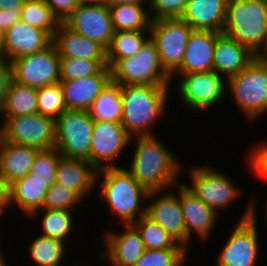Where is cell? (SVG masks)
<instances>
[{
    "instance_id": "1",
    "label": "cell",
    "mask_w": 267,
    "mask_h": 266,
    "mask_svg": "<svg viewBox=\"0 0 267 266\" xmlns=\"http://www.w3.org/2000/svg\"><path fill=\"white\" fill-rule=\"evenodd\" d=\"M153 136L134 137L137 140L130 167L126 170L148 192L166 191L179 182L182 164ZM178 179V180H177Z\"/></svg>"
},
{
    "instance_id": "2",
    "label": "cell",
    "mask_w": 267,
    "mask_h": 266,
    "mask_svg": "<svg viewBox=\"0 0 267 266\" xmlns=\"http://www.w3.org/2000/svg\"><path fill=\"white\" fill-rule=\"evenodd\" d=\"M170 90V86L121 85V124L131 138L155 135L152 130L165 115Z\"/></svg>"
},
{
    "instance_id": "3",
    "label": "cell",
    "mask_w": 267,
    "mask_h": 266,
    "mask_svg": "<svg viewBox=\"0 0 267 266\" xmlns=\"http://www.w3.org/2000/svg\"><path fill=\"white\" fill-rule=\"evenodd\" d=\"M100 178L103 180L102 183H98ZM96 183L101 187L99 190L101 199L109 205L112 215L120 218V224H132L141 216L146 215L144 201H147L149 192L133 178L125 167L118 164L116 167L98 170ZM140 204H143V207Z\"/></svg>"
},
{
    "instance_id": "4",
    "label": "cell",
    "mask_w": 267,
    "mask_h": 266,
    "mask_svg": "<svg viewBox=\"0 0 267 266\" xmlns=\"http://www.w3.org/2000/svg\"><path fill=\"white\" fill-rule=\"evenodd\" d=\"M222 33L262 56L267 51V0H228Z\"/></svg>"
},
{
    "instance_id": "5",
    "label": "cell",
    "mask_w": 267,
    "mask_h": 266,
    "mask_svg": "<svg viewBox=\"0 0 267 266\" xmlns=\"http://www.w3.org/2000/svg\"><path fill=\"white\" fill-rule=\"evenodd\" d=\"M227 90L248 121L267 112V58L257 56L238 74L227 78Z\"/></svg>"
},
{
    "instance_id": "6",
    "label": "cell",
    "mask_w": 267,
    "mask_h": 266,
    "mask_svg": "<svg viewBox=\"0 0 267 266\" xmlns=\"http://www.w3.org/2000/svg\"><path fill=\"white\" fill-rule=\"evenodd\" d=\"M111 77L119 85H171L170 74L163 68L151 38L136 55L119 60L111 68Z\"/></svg>"
},
{
    "instance_id": "7",
    "label": "cell",
    "mask_w": 267,
    "mask_h": 266,
    "mask_svg": "<svg viewBox=\"0 0 267 266\" xmlns=\"http://www.w3.org/2000/svg\"><path fill=\"white\" fill-rule=\"evenodd\" d=\"M255 199L251 198L244 214L217 255L216 266H256L259 241Z\"/></svg>"
},
{
    "instance_id": "8",
    "label": "cell",
    "mask_w": 267,
    "mask_h": 266,
    "mask_svg": "<svg viewBox=\"0 0 267 266\" xmlns=\"http://www.w3.org/2000/svg\"><path fill=\"white\" fill-rule=\"evenodd\" d=\"M94 120L86 110L66 109L56 120L55 148L65 158L90 162Z\"/></svg>"
},
{
    "instance_id": "9",
    "label": "cell",
    "mask_w": 267,
    "mask_h": 266,
    "mask_svg": "<svg viewBox=\"0 0 267 266\" xmlns=\"http://www.w3.org/2000/svg\"><path fill=\"white\" fill-rule=\"evenodd\" d=\"M0 138L15 144L38 150L55 148V119L34 113L30 115L3 117Z\"/></svg>"
},
{
    "instance_id": "10",
    "label": "cell",
    "mask_w": 267,
    "mask_h": 266,
    "mask_svg": "<svg viewBox=\"0 0 267 266\" xmlns=\"http://www.w3.org/2000/svg\"><path fill=\"white\" fill-rule=\"evenodd\" d=\"M191 183L184 186L217 214L241 197V189L226 173L212 166H192Z\"/></svg>"
},
{
    "instance_id": "11",
    "label": "cell",
    "mask_w": 267,
    "mask_h": 266,
    "mask_svg": "<svg viewBox=\"0 0 267 266\" xmlns=\"http://www.w3.org/2000/svg\"><path fill=\"white\" fill-rule=\"evenodd\" d=\"M193 29L181 18L152 20L150 38L155 43L163 68L171 75L182 63Z\"/></svg>"
},
{
    "instance_id": "12",
    "label": "cell",
    "mask_w": 267,
    "mask_h": 266,
    "mask_svg": "<svg viewBox=\"0 0 267 266\" xmlns=\"http://www.w3.org/2000/svg\"><path fill=\"white\" fill-rule=\"evenodd\" d=\"M177 76L180 77V80L178 86H176V92L185 109L205 111V109L212 108L218 102L220 103V100L225 97V92H227L226 77L215 71Z\"/></svg>"
},
{
    "instance_id": "13",
    "label": "cell",
    "mask_w": 267,
    "mask_h": 266,
    "mask_svg": "<svg viewBox=\"0 0 267 266\" xmlns=\"http://www.w3.org/2000/svg\"><path fill=\"white\" fill-rule=\"evenodd\" d=\"M13 80L40 88L60 81V56L55 45L11 61Z\"/></svg>"
},
{
    "instance_id": "14",
    "label": "cell",
    "mask_w": 267,
    "mask_h": 266,
    "mask_svg": "<svg viewBox=\"0 0 267 266\" xmlns=\"http://www.w3.org/2000/svg\"><path fill=\"white\" fill-rule=\"evenodd\" d=\"M134 141L118 122L94 121L90 163L97 169L116 167L113 162ZM115 164V165H114Z\"/></svg>"
},
{
    "instance_id": "15",
    "label": "cell",
    "mask_w": 267,
    "mask_h": 266,
    "mask_svg": "<svg viewBox=\"0 0 267 266\" xmlns=\"http://www.w3.org/2000/svg\"><path fill=\"white\" fill-rule=\"evenodd\" d=\"M63 23L107 49L114 35L111 12L106 3L78 5Z\"/></svg>"
},
{
    "instance_id": "16",
    "label": "cell",
    "mask_w": 267,
    "mask_h": 266,
    "mask_svg": "<svg viewBox=\"0 0 267 266\" xmlns=\"http://www.w3.org/2000/svg\"><path fill=\"white\" fill-rule=\"evenodd\" d=\"M175 187L178 188V194L171 191V188L164 194L163 191L149 192L146 216L158 223L179 245L186 249V228L180 205V183Z\"/></svg>"
},
{
    "instance_id": "17",
    "label": "cell",
    "mask_w": 267,
    "mask_h": 266,
    "mask_svg": "<svg viewBox=\"0 0 267 266\" xmlns=\"http://www.w3.org/2000/svg\"><path fill=\"white\" fill-rule=\"evenodd\" d=\"M125 230L114 232L107 230L105 252L99 261L111 266H134L145 251L138 231L131 225H122Z\"/></svg>"
},
{
    "instance_id": "18",
    "label": "cell",
    "mask_w": 267,
    "mask_h": 266,
    "mask_svg": "<svg viewBox=\"0 0 267 266\" xmlns=\"http://www.w3.org/2000/svg\"><path fill=\"white\" fill-rule=\"evenodd\" d=\"M222 33L193 30L181 65L170 75L171 83L174 75L213 71L214 50L217 38Z\"/></svg>"
},
{
    "instance_id": "19",
    "label": "cell",
    "mask_w": 267,
    "mask_h": 266,
    "mask_svg": "<svg viewBox=\"0 0 267 266\" xmlns=\"http://www.w3.org/2000/svg\"><path fill=\"white\" fill-rule=\"evenodd\" d=\"M180 205L186 228V249L191 245L193 233L198 235L200 240H205L211 236L218 214L209 206L204 204L198 197L190 192L184 183H180ZM195 231V232H194Z\"/></svg>"
},
{
    "instance_id": "20",
    "label": "cell",
    "mask_w": 267,
    "mask_h": 266,
    "mask_svg": "<svg viewBox=\"0 0 267 266\" xmlns=\"http://www.w3.org/2000/svg\"><path fill=\"white\" fill-rule=\"evenodd\" d=\"M111 81V69L108 66L97 75L60 81L66 108L87 111Z\"/></svg>"
},
{
    "instance_id": "21",
    "label": "cell",
    "mask_w": 267,
    "mask_h": 266,
    "mask_svg": "<svg viewBox=\"0 0 267 266\" xmlns=\"http://www.w3.org/2000/svg\"><path fill=\"white\" fill-rule=\"evenodd\" d=\"M52 43L47 32L19 20L5 32V58L12 61L42 51Z\"/></svg>"
},
{
    "instance_id": "22",
    "label": "cell",
    "mask_w": 267,
    "mask_h": 266,
    "mask_svg": "<svg viewBox=\"0 0 267 266\" xmlns=\"http://www.w3.org/2000/svg\"><path fill=\"white\" fill-rule=\"evenodd\" d=\"M228 0H188L181 19L193 30L222 33Z\"/></svg>"
},
{
    "instance_id": "23",
    "label": "cell",
    "mask_w": 267,
    "mask_h": 266,
    "mask_svg": "<svg viewBox=\"0 0 267 266\" xmlns=\"http://www.w3.org/2000/svg\"><path fill=\"white\" fill-rule=\"evenodd\" d=\"M256 57L247 46L222 33L215 44L213 71L227 79L242 71Z\"/></svg>"
},
{
    "instance_id": "24",
    "label": "cell",
    "mask_w": 267,
    "mask_h": 266,
    "mask_svg": "<svg viewBox=\"0 0 267 266\" xmlns=\"http://www.w3.org/2000/svg\"><path fill=\"white\" fill-rule=\"evenodd\" d=\"M53 44L60 57L106 60V49L102 45L74 32L63 22L54 33Z\"/></svg>"
},
{
    "instance_id": "25",
    "label": "cell",
    "mask_w": 267,
    "mask_h": 266,
    "mask_svg": "<svg viewBox=\"0 0 267 266\" xmlns=\"http://www.w3.org/2000/svg\"><path fill=\"white\" fill-rule=\"evenodd\" d=\"M98 170L88 161L60 157L56 182L75 191L83 200L96 186Z\"/></svg>"
},
{
    "instance_id": "26",
    "label": "cell",
    "mask_w": 267,
    "mask_h": 266,
    "mask_svg": "<svg viewBox=\"0 0 267 266\" xmlns=\"http://www.w3.org/2000/svg\"><path fill=\"white\" fill-rule=\"evenodd\" d=\"M40 150L15 144L0 138V175L9 183L23 178L31 171Z\"/></svg>"
},
{
    "instance_id": "27",
    "label": "cell",
    "mask_w": 267,
    "mask_h": 266,
    "mask_svg": "<svg viewBox=\"0 0 267 266\" xmlns=\"http://www.w3.org/2000/svg\"><path fill=\"white\" fill-rule=\"evenodd\" d=\"M55 182L40 181L39 179L33 178L30 173L14 181L10 184L12 207L13 204L17 205L27 217L31 216L34 212L43 208L48 188Z\"/></svg>"
},
{
    "instance_id": "28",
    "label": "cell",
    "mask_w": 267,
    "mask_h": 266,
    "mask_svg": "<svg viewBox=\"0 0 267 266\" xmlns=\"http://www.w3.org/2000/svg\"><path fill=\"white\" fill-rule=\"evenodd\" d=\"M108 7L114 31H150L152 20L145 4H117Z\"/></svg>"
},
{
    "instance_id": "29",
    "label": "cell",
    "mask_w": 267,
    "mask_h": 266,
    "mask_svg": "<svg viewBox=\"0 0 267 266\" xmlns=\"http://www.w3.org/2000/svg\"><path fill=\"white\" fill-rule=\"evenodd\" d=\"M38 113L37 88L12 80L0 115L3 117L23 116Z\"/></svg>"
},
{
    "instance_id": "30",
    "label": "cell",
    "mask_w": 267,
    "mask_h": 266,
    "mask_svg": "<svg viewBox=\"0 0 267 266\" xmlns=\"http://www.w3.org/2000/svg\"><path fill=\"white\" fill-rule=\"evenodd\" d=\"M150 31H115L106 49L107 66L111 69L119 60L136 55L150 38Z\"/></svg>"
},
{
    "instance_id": "31",
    "label": "cell",
    "mask_w": 267,
    "mask_h": 266,
    "mask_svg": "<svg viewBox=\"0 0 267 266\" xmlns=\"http://www.w3.org/2000/svg\"><path fill=\"white\" fill-rule=\"evenodd\" d=\"M87 111L94 121L121 123V85L111 81Z\"/></svg>"
},
{
    "instance_id": "32",
    "label": "cell",
    "mask_w": 267,
    "mask_h": 266,
    "mask_svg": "<svg viewBox=\"0 0 267 266\" xmlns=\"http://www.w3.org/2000/svg\"><path fill=\"white\" fill-rule=\"evenodd\" d=\"M40 210L34 212L30 217L35 219V216L39 215V213L43 211L41 217V226L43 233L41 235L59 240L67 244L69 241L68 239L72 234L71 232H73L72 230L75 229V225L73 224V211L52 210L44 208H41Z\"/></svg>"
},
{
    "instance_id": "33",
    "label": "cell",
    "mask_w": 267,
    "mask_h": 266,
    "mask_svg": "<svg viewBox=\"0 0 267 266\" xmlns=\"http://www.w3.org/2000/svg\"><path fill=\"white\" fill-rule=\"evenodd\" d=\"M29 245L28 254L37 266H62L66 244L56 239L38 235Z\"/></svg>"
},
{
    "instance_id": "34",
    "label": "cell",
    "mask_w": 267,
    "mask_h": 266,
    "mask_svg": "<svg viewBox=\"0 0 267 266\" xmlns=\"http://www.w3.org/2000/svg\"><path fill=\"white\" fill-rule=\"evenodd\" d=\"M131 225L138 231L145 249H185L158 223L152 221L146 215L141 216Z\"/></svg>"
},
{
    "instance_id": "35",
    "label": "cell",
    "mask_w": 267,
    "mask_h": 266,
    "mask_svg": "<svg viewBox=\"0 0 267 266\" xmlns=\"http://www.w3.org/2000/svg\"><path fill=\"white\" fill-rule=\"evenodd\" d=\"M21 20L47 32L52 38L61 23L43 0H25Z\"/></svg>"
},
{
    "instance_id": "36",
    "label": "cell",
    "mask_w": 267,
    "mask_h": 266,
    "mask_svg": "<svg viewBox=\"0 0 267 266\" xmlns=\"http://www.w3.org/2000/svg\"><path fill=\"white\" fill-rule=\"evenodd\" d=\"M105 66L106 60L60 57V81L97 75Z\"/></svg>"
},
{
    "instance_id": "37",
    "label": "cell",
    "mask_w": 267,
    "mask_h": 266,
    "mask_svg": "<svg viewBox=\"0 0 267 266\" xmlns=\"http://www.w3.org/2000/svg\"><path fill=\"white\" fill-rule=\"evenodd\" d=\"M38 113L57 119L67 108L63 99L60 81L37 88Z\"/></svg>"
},
{
    "instance_id": "38",
    "label": "cell",
    "mask_w": 267,
    "mask_h": 266,
    "mask_svg": "<svg viewBox=\"0 0 267 266\" xmlns=\"http://www.w3.org/2000/svg\"><path fill=\"white\" fill-rule=\"evenodd\" d=\"M187 255V249H145L134 266H183Z\"/></svg>"
},
{
    "instance_id": "39",
    "label": "cell",
    "mask_w": 267,
    "mask_h": 266,
    "mask_svg": "<svg viewBox=\"0 0 267 266\" xmlns=\"http://www.w3.org/2000/svg\"><path fill=\"white\" fill-rule=\"evenodd\" d=\"M83 200L75 191L55 182L45 196L43 208L52 210L74 211L80 201Z\"/></svg>"
},
{
    "instance_id": "40",
    "label": "cell",
    "mask_w": 267,
    "mask_h": 266,
    "mask_svg": "<svg viewBox=\"0 0 267 266\" xmlns=\"http://www.w3.org/2000/svg\"><path fill=\"white\" fill-rule=\"evenodd\" d=\"M60 157L56 148L40 150L36 154L30 174L40 181H56V166Z\"/></svg>"
},
{
    "instance_id": "41",
    "label": "cell",
    "mask_w": 267,
    "mask_h": 266,
    "mask_svg": "<svg viewBox=\"0 0 267 266\" xmlns=\"http://www.w3.org/2000/svg\"><path fill=\"white\" fill-rule=\"evenodd\" d=\"M188 0H149L151 20L181 18Z\"/></svg>"
},
{
    "instance_id": "42",
    "label": "cell",
    "mask_w": 267,
    "mask_h": 266,
    "mask_svg": "<svg viewBox=\"0 0 267 266\" xmlns=\"http://www.w3.org/2000/svg\"><path fill=\"white\" fill-rule=\"evenodd\" d=\"M261 143L252 147L247 159L251 171L260 178L267 179V143Z\"/></svg>"
},
{
    "instance_id": "43",
    "label": "cell",
    "mask_w": 267,
    "mask_h": 266,
    "mask_svg": "<svg viewBox=\"0 0 267 266\" xmlns=\"http://www.w3.org/2000/svg\"><path fill=\"white\" fill-rule=\"evenodd\" d=\"M13 80L12 62L5 57H0V110L4 105L7 91Z\"/></svg>"
},
{
    "instance_id": "44",
    "label": "cell",
    "mask_w": 267,
    "mask_h": 266,
    "mask_svg": "<svg viewBox=\"0 0 267 266\" xmlns=\"http://www.w3.org/2000/svg\"><path fill=\"white\" fill-rule=\"evenodd\" d=\"M53 14L63 22L79 5L78 0H43Z\"/></svg>"
},
{
    "instance_id": "45",
    "label": "cell",
    "mask_w": 267,
    "mask_h": 266,
    "mask_svg": "<svg viewBox=\"0 0 267 266\" xmlns=\"http://www.w3.org/2000/svg\"><path fill=\"white\" fill-rule=\"evenodd\" d=\"M19 20H21L20 10L0 9V29L4 33Z\"/></svg>"
},
{
    "instance_id": "46",
    "label": "cell",
    "mask_w": 267,
    "mask_h": 266,
    "mask_svg": "<svg viewBox=\"0 0 267 266\" xmlns=\"http://www.w3.org/2000/svg\"><path fill=\"white\" fill-rule=\"evenodd\" d=\"M11 206L10 184L0 175V215Z\"/></svg>"
},
{
    "instance_id": "47",
    "label": "cell",
    "mask_w": 267,
    "mask_h": 266,
    "mask_svg": "<svg viewBox=\"0 0 267 266\" xmlns=\"http://www.w3.org/2000/svg\"><path fill=\"white\" fill-rule=\"evenodd\" d=\"M25 0H0V9L21 10Z\"/></svg>"
},
{
    "instance_id": "48",
    "label": "cell",
    "mask_w": 267,
    "mask_h": 266,
    "mask_svg": "<svg viewBox=\"0 0 267 266\" xmlns=\"http://www.w3.org/2000/svg\"><path fill=\"white\" fill-rule=\"evenodd\" d=\"M148 6L149 0H105L107 5H117V4H134V3H146Z\"/></svg>"
},
{
    "instance_id": "49",
    "label": "cell",
    "mask_w": 267,
    "mask_h": 266,
    "mask_svg": "<svg viewBox=\"0 0 267 266\" xmlns=\"http://www.w3.org/2000/svg\"><path fill=\"white\" fill-rule=\"evenodd\" d=\"M0 57H5V33L0 29Z\"/></svg>"
},
{
    "instance_id": "50",
    "label": "cell",
    "mask_w": 267,
    "mask_h": 266,
    "mask_svg": "<svg viewBox=\"0 0 267 266\" xmlns=\"http://www.w3.org/2000/svg\"><path fill=\"white\" fill-rule=\"evenodd\" d=\"M79 5H87V4H104L105 0H78Z\"/></svg>"
},
{
    "instance_id": "51",
    "label": "cell",
    "mask_w": 267,
    "mask_h": 266,
    "mask_svg": "<svg viewBox=\"0 0 267 266\" xmlns=\"http://www.w3.org/2000/svg\"><path fill=\"white\" fill-rule=\"evenodd\" d=\"M0 266H8L6 265V261L4 260V255L1 252V248H0Z\"/></svg>"
},
{
    "instance_id": "52",
    "label": "cell",
    "mask_w": 267,
    "mask_h": 266,
    "mask_svg": "<svg viewBox=\"0 0 267 266\" xmlns=\"http://www.w3.org/2000/svg\"><path fill=\"white\" fill-rule=\"evenodd\" d=\"M262 57L267 58V51L262 55Z\"/></svg>"
},
{
    "instance_id": "53",
    "label": "cell",
    "mask_w": 267,
    "mask_h": 266,
    "mask_svg": "<svg viewBox=\"0 0 267 266\" xmlns=\"http://www.w3.org/2000/svg\"><path fill=\"white\" fill-rule=\"evenodd\" d=\"M265 210H266L265 214H266V218H267V201H266V209Z\"/></svg>"
}]
</instances>
